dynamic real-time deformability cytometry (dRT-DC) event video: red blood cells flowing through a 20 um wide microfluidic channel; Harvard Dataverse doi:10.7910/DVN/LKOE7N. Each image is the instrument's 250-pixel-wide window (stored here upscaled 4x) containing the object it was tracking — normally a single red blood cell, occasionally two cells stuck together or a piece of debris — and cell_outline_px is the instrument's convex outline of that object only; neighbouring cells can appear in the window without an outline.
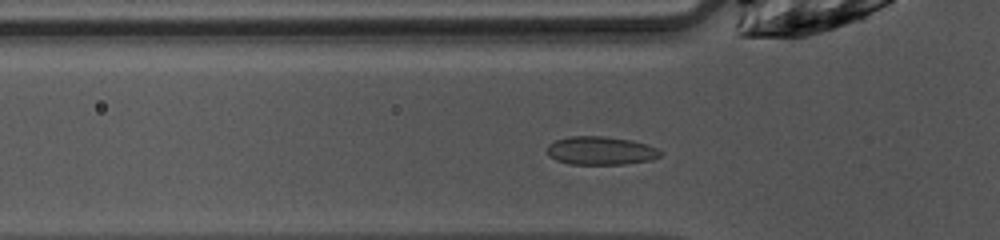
{"species": "common noctule bat (a hibernating species)", "species_latin": "Nyctalus noctula", "temperature_condition": "warm", "stored_images_in_passage": 33, "camera_frame_rate_fps": 3000, "um_per_image_px": 0.085, "animal": {"sex": "female", "body_mass_g": 10.0, "forearm_length_mm": 53.1}, "frame": {"image": 1, "passage_image": 3, "time_ms": 0.667, "image_size_px": [1000, 240], "cell_outline_px": [[660, 156], [652, 160], [624, 164], [568, 164], [556, 160], [548, 156], [548, 144], [556, 140], [568, 136], [604, 136], [632, 140], [648, 144], [656, 148], [660, 152]], "centroid_in_image_um": [51.05, 12.8], "position_along_channel_um": 74.8, "area_um2": 18.79}}
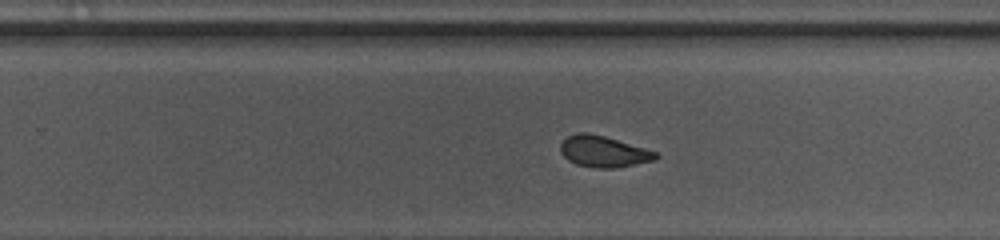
{"frame": {"image": 2, "passage_image": 18, "time_ms": 5.667, "image_size_px": [1000, 240], "cell_outline_px": [[660, 156], [652, 160], [636, 164], [616, 168], [596, 168], [576, 164], [568, 160], [560, 152], [560, 144], [568, 136], [576, 132], [588, 132], [604, 136], [644, 148], [656, 152]], "centroid_in_image_um": [51.26, 12.88], "position_along_channel_um": 278.5, "area_um2": 17.22}}
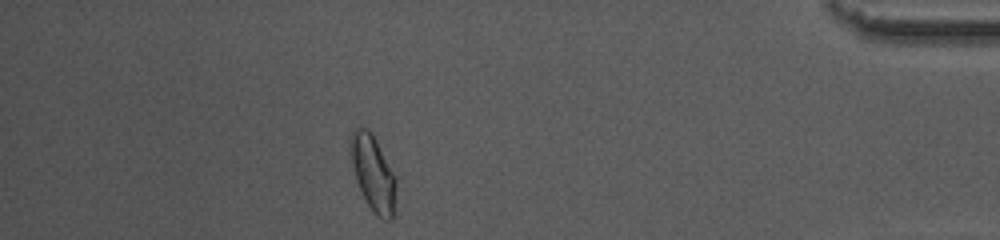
{"frame": {"image": 3, "passage_image": 31, "time_ms": 10.0, "image_size_px": [1000, 240], "cell_outline_px": [[396, 184], [392, 220], [384, 220], [376, 216], [372, 212], [356, 180], [352, 164], [352, 132], [356, 128], [368, 128], [372, 132], [396, 176]], "centroid_in_image_um": [31.75, 14.75], "position_along_channel_um": 403.5, "area_um2": 19.65}, "authors_computed_cell_mechanics": {"area_um2": 17.8602, "velocity_mm_per_s": 4.0503, "shape_relaxation_time_tau1_ms": null, "shape_relaxation_time_tau2_ms": 1.0944, "deformation_change_tau1": null, "deformation_change_tau2": 0.042}}